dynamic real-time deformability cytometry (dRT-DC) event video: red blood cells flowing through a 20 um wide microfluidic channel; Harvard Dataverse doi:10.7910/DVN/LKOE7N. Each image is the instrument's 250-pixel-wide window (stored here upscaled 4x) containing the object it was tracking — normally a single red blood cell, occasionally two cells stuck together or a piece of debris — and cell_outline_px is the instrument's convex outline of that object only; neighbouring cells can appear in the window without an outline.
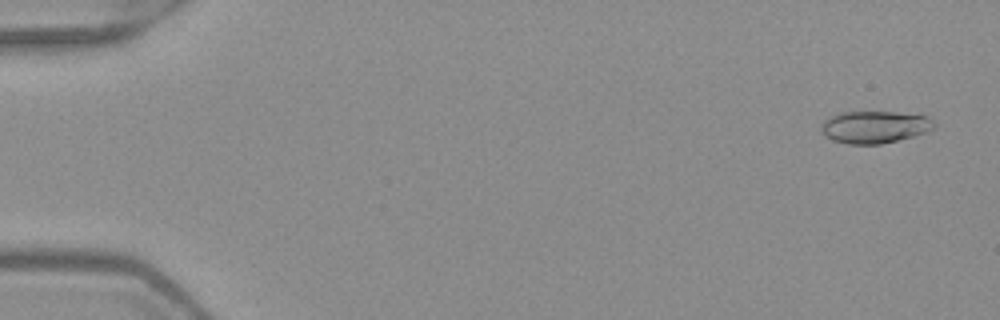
{"species": "Egyptian fruit bat (a non-hibernating species)", "species_latin": "Rousettus aegyptiacus", "temperature_condition": "warm", "stored_images_in_passage": 52, "camera_frame_rate_fps": 3000, "um_per_image_px": 0.085, "frame": {"image": 1, "passage_image": 3, "time_ms": 0.667, "image_size_px": [1000, 320], "cell_outline_px": [[936, 124], [928, 132], [880, 144], [848, 144], [832, 140], [820, 128], [824, 120], [828, 116], [840, 112], [896, 112], [928, 116]], "centroid_in_image_um": [74.34, 10.78], "position_along_channel_um": 10.7, "area_um2": 21.1}}
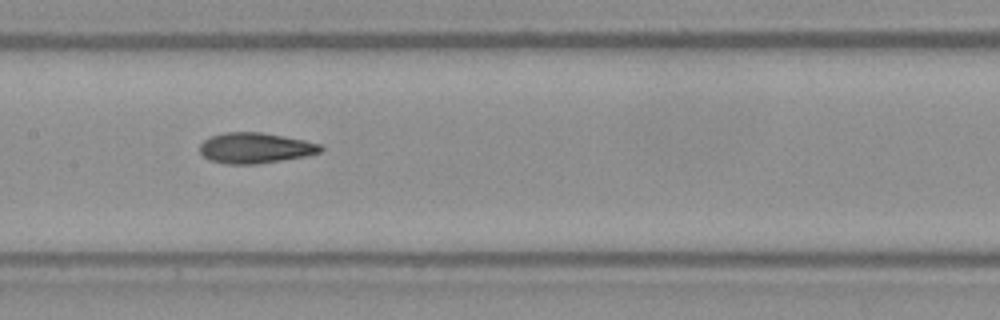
{"frame": {"image": 2, "passage_image": 27, "time_ms": 8.667, "image_size_px": [1000, 320], "cell_outline_px": [[324, 148], [320, 152], [304, 156], [256, 164], [224, 164], [208, 160], [200, 152], [200, 144], [208, 136], [224, 132], [260, 132], [304, 140], [320, 144]], "centroid_in_image_um": [21.64, 12.57], "position_along_channel_um": 185.8, "area_um2": 21.5}}
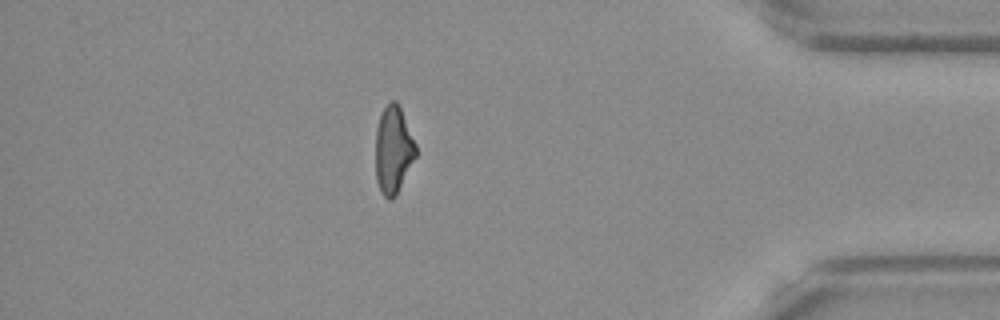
{"frame": {"image": 3, "passage_image": 46, "time_ms": 15.0, "image_size_px": [1000, 320], "cell_outline_px": [[416, 156], [396, 196], [392, 200], [388, 200], [380, 192], [376, 180], [376, 128], [380, 116], [384, 108], [392, 100], [396, 100], [400, 108], [416, 144]], "centroid_in_image_um": [33.42, 12.78], "position_along_channel_um": 401.8, "area_um2": 20.4}, "authors_computed_cell_mechanics": {"area_um2": 21.2126, "velocity_mm_per_s": 3.9895, "shape_relaxation_time_tau1_ms": 6.4618, "shape_relaxation_time_tau2_ms": 2.0654, "deformation_change_tau1": 0.1856, "deformation_change_tau2": 0.1026}}